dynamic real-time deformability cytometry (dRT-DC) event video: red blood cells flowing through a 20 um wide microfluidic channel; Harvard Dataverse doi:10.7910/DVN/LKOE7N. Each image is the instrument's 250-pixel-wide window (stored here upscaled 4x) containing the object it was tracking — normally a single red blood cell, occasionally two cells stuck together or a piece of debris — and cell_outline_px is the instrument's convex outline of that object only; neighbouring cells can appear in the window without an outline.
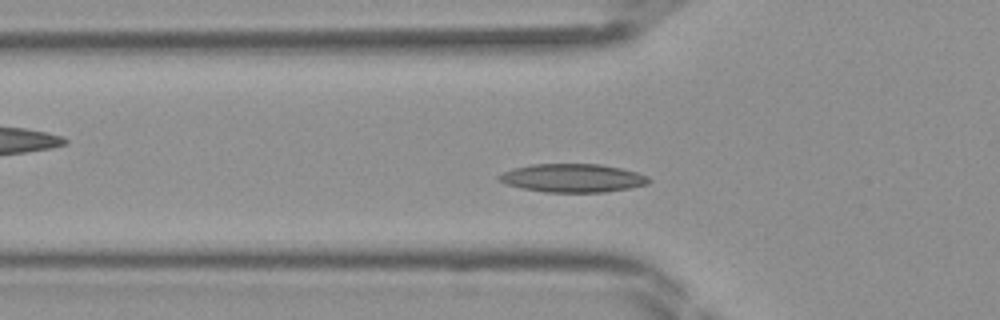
{"species": "Egyptian fruit bat (a non-hibernating species)", "species_latin": "Rousettus aegyptiacus", "temperature_condition": "room temperature", "stored_images_in_passage": 40, "camera_frame_rate_fps": 3000, "um_per_image_px": 0.085, "frame": {"image": 1, "passage_image": 10, "time_ms": 3.0, "image_size_px": [1000, 320], "cell_outline_px": [[652, 180], [648, 184], [628, 188], [604, 192], [544, 192], [524, 188], [508, 184], [500, 180], [496, 176], [512, 168], [532, 164], [600, 164], [620, 168], [636, 172], [648, 176]], "centroid_in_image_um": [48.7, 15.13], "position_along_channel_um": 77.1, "area_um2": 24.62}}
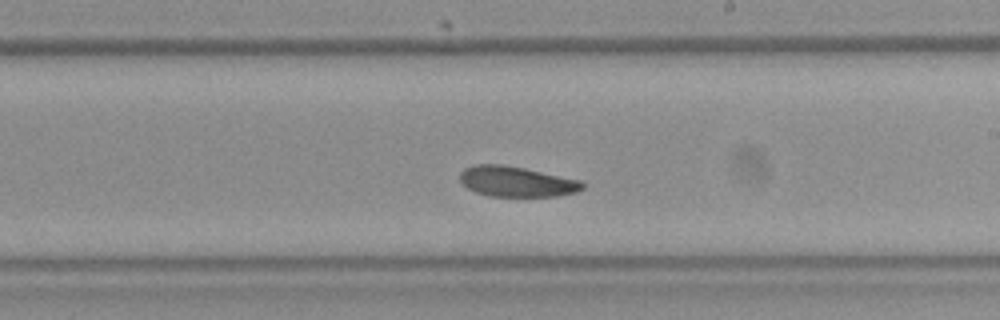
{"frame": {"image": 2, "passage_image": 21, "time_ms": 6.667, "image_size_px": [1000, 320], "cell_outline_px": [[584, 188], [576, 192], [556, 196], [488, 196], [476, 192], [468, 188], [460, 180], [460, 172], [464, 168], [476, 164], [504, 164], [524, 168], [580, 180], [584, 184]], "centroid_in_image_um": [43.89, 15.43], "position_along_channel_um": 245.1, "area_um2": 21.62}}
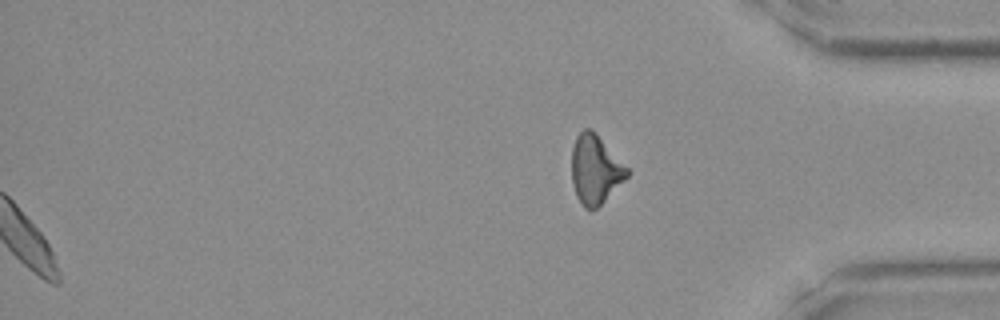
{"frame": {"image": 3, "passage_image": 40, "time_ms": 13.0, "image_size_px": [1000, 320], "cell_outline_px": [[628, 176], [596, 208], [584, 208], [580, 204], [576, 196], [572, 184], [572, 148], [576, 136], [584, 128], [588, 128], [628, 168]], "centroid_in_image_um": [50.55, 14.44], "position_along_channel_um": 384.6, "area_um2": 21.44}}